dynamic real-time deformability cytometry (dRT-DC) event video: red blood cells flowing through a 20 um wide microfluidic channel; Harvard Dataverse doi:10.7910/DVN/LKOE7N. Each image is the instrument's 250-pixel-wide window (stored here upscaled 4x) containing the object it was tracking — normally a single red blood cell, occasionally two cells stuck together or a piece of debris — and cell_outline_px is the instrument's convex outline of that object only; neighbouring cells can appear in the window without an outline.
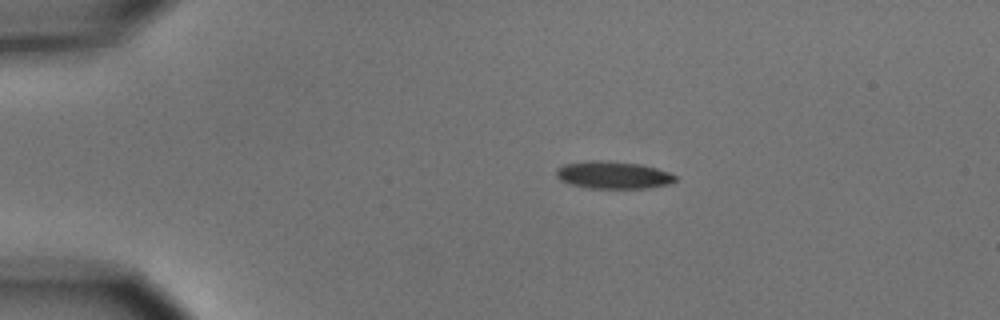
{"species": "common noctule bat (a hibernating species)", "species_latin": "Nyctalus noctula", "temperature_condition": "cold", "stored_images_in_passage": 4, "camera_frame_rate_fps": 3000, "um_per_image_px": 0.085, "animal": {"sex": "male", "body_mass_g": 15.6}, "frame": {"image": 1, "passage_image": 1, "time_ms": 0.0, "image_size_px": [1000, 320], "cell_outline_px": [[676, 180], [668, 184], [648, 188], [588, 188], [572, 184], [560, 180], [556, 176], [556, 168], [564, 164], [592, 160], [604, 160], [640, 164], [656, 168], [668, 172], [676, 176]], "centroid_in_image_um": [52.1, 14.87], "position_along_channel_um": 32.9, "area_um2": 18.96}}
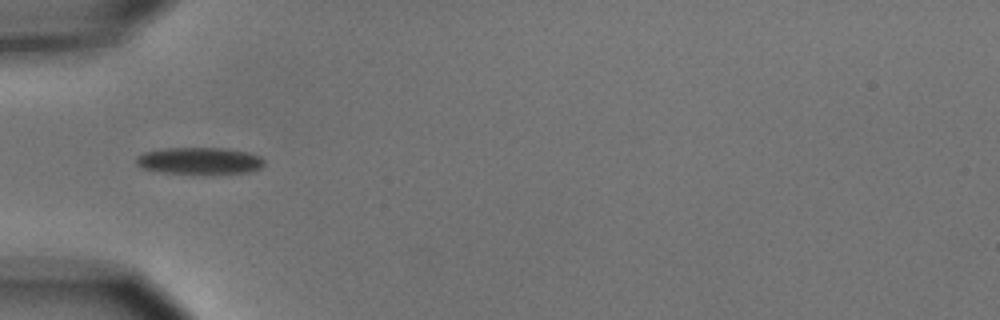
{"frame": {"image": 2, "passage_image": 3, "time_ms": 2.333, "image_size_px": [1000, 320], "cell_outline_px": [[264, 164], [260, 168], [248, 172], [160, 172], [144, 168], [136, 164], [136, 156], [144, 152], [164, 148], [224, 148], [244, 152], [260, 156], [264, 160]], "centroid_in_image_um": [16.92, 13.64], "position_along_channel_um": 68.1, "area_um2": 19.36}}
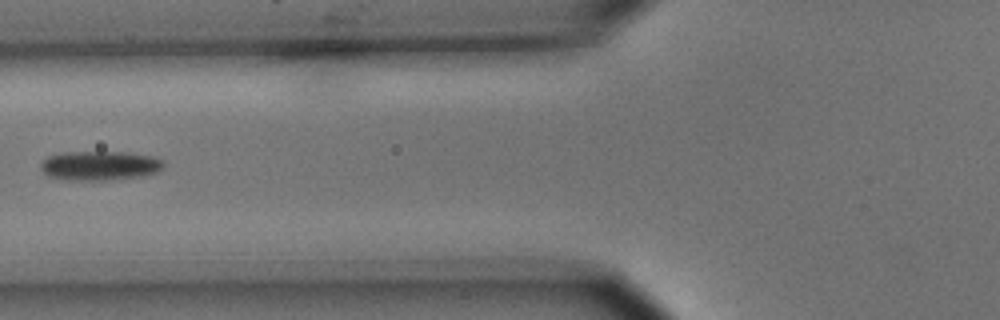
{"frame": {"image": 3, "passage_image": 4, "time_ms": 3.667, "image_size_px": [1000, 320], "cell_outline_px": [[164, 164], [156, 172], [144, 176], [104, 180], [64, 180], [52, 176], [44, 172], [40, 168], [40, 164], [48, 156], [64, 152], [124, 152], [152, 156], [160, 160]], "centroid_in_image_um": [8.45, 14.08], "position_along_channel_um": 117.3, "area_um2": 20.75}}